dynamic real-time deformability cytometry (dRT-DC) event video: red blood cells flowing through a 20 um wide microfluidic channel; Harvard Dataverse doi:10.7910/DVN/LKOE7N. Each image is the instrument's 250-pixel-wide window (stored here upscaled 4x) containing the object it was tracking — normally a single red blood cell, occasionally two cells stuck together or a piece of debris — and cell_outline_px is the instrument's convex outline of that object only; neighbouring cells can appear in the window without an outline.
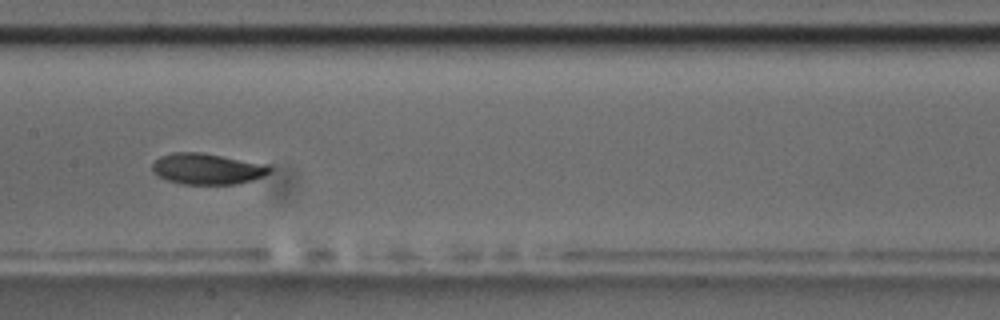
{"species": "common noctule bat (a hibernating species)", "species_latin": "Nyctalus noctula", "temperature_condition": "room temperature", "stored_images_in_passage": 14, "camera_frame_rate_fps": 3000, "um_per_image_px": 0.085, "animal": {"sex": "male", "body_mass_g": 17.5, "forearm_length_mm": 52.3}, "frame": {"image": 1, "passage_image": 7, "time_ms": 7.667, "image_size_px": [1000, 320], "cell_outline_px": [[272, 168], [264, 176], [252, 180], [236, 184], [180, 184], [156, 176], [152, 172], [152, 164], [160, 156], [172, 152], [200, 152], [268, 164]], "centroid_in_image_um": [17.59, 14.35], "position_along_channel_um": 189.8, "area_um2": 21.33}}
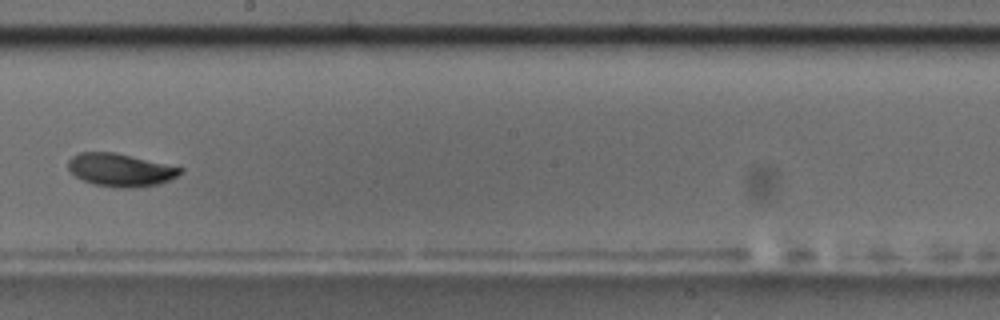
{"frame": {"image": 2, "passage_image": 8, "time_ms": 9.0, "image_size_px": [1000, 320], "cell_outline_px": [[184, 172], [168, 180], [156, 184], [128, 188], [116, 188], [96, 184], [84, 180], [76, 176], [68, 168], [68, 160], [72, 156], [80, 152], [116, 152], [184, 168]], "centroid_in_image_um": [10.24, 14.43], "position_along_channel_um": 238.0, "area_um2": 21.33}}
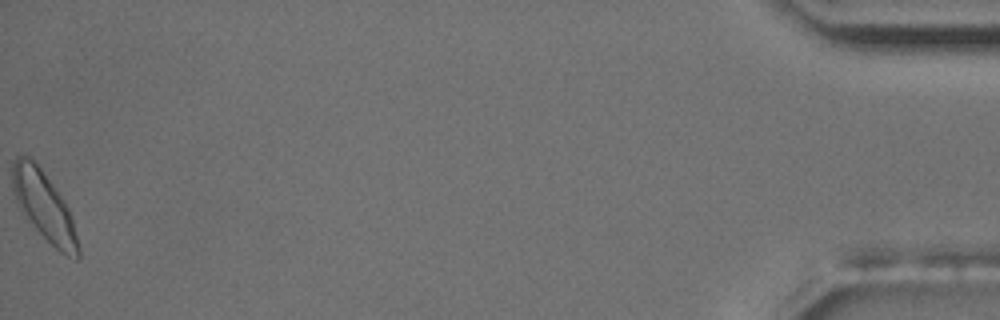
{"frame": {"image": 3, "passage_image": 14, "time_ms": 17.0, "image_size_px": [1000, 320], "cell_outline_px": [[80, 256], [76, 260], [60, 252], [28, 220], [20, 208], [12, 192], [12, 164], [16, 156], [28, 156], [40, 168], [64, 200], [72, 216], [80, 248]], "centroid_in_image_um": [3.76, 17.53], "position_along_channel_um": 431.4, "area_um2": 26.01}, "authors_computed_cell_mechanics": {"area_um2": 20.9814, "velocity_mm_per_s": 3.6308, "shape_relaxation_time_tau1_ms": 2.0697, "shape_relaxation_time_tau2_ms": null, "deformation_change_tau1": 0.0759, "deformation_change_tau2": null}}